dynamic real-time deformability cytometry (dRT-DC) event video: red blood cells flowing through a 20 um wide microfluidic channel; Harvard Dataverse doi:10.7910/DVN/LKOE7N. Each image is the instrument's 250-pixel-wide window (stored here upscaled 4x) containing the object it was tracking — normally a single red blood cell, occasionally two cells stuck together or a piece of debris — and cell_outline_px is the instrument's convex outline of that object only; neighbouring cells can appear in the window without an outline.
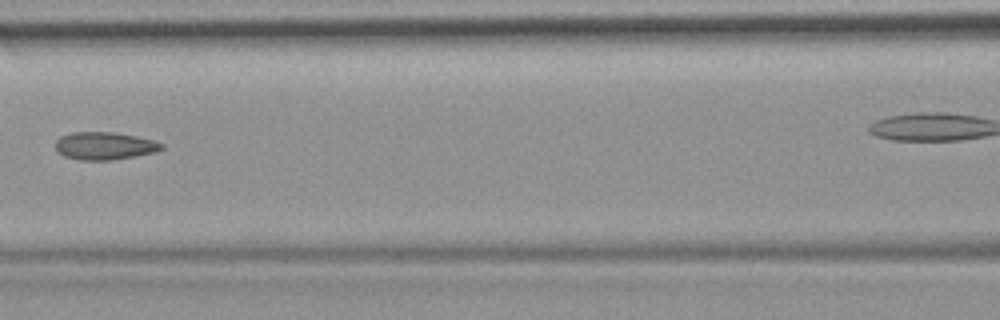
{"species": "common noctule bat (a hibernating species)", "species_latin": "Nyctalus noctula", "temperature_condition": "room temperature", "stored_images_in_passage": 8, "segment_of_instrument_passage": [1, 2], "camera_frame_rate_fps": 3000, "um_per_image_px": 0.085, "animal": {"sex": "female", "body_mass_g": 19.9}, "frame": {"image": 1, "passage_image": 7, "time_ms": 7.0, "image_size_px": [1000, 320], "cell_outline_px": [[164, 148], [156, 152], [136, 156], [112, 160], [80, 160], [64, 156], [56, 148], [56, 140], [60, 136], [72, 132], [116, 132], [136, 136], [152, 140], [164, 144]], "centroid_in_image_um": [8.91, 12.39], "position_along_channel_um": 157.7, "area_um2": 17.17}}